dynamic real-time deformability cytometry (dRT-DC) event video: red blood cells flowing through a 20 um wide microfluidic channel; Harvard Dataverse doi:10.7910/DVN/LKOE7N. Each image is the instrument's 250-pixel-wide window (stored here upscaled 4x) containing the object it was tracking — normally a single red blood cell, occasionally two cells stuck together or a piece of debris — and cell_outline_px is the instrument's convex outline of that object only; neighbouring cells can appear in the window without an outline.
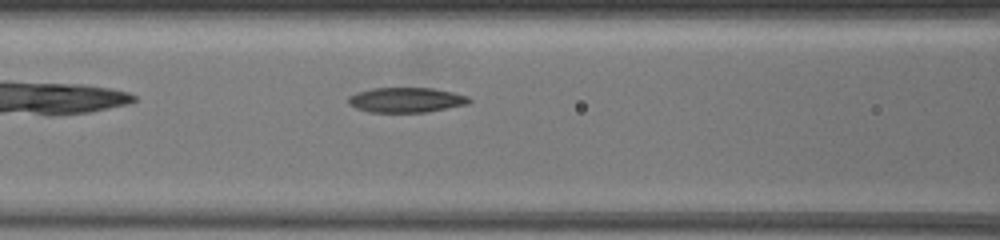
{"species": "common noctule bat (a hibernating species)", "species_latin": "Nyctalus noctula", "temperature_condition": "warm", "stored_images_in_passage": 17, "segment_of_instrument_passage": [1, 2], "camera_frame_rate_fps": 3000, "um_per_image_px": 0.085, "animal": {"sex": "female", "body_mass_g": 19.5, "forearm_length_mm": 54.1}, "frame": {"image": 1, "passage_image": 3, "time_ms": 0.667, "image_size_px": [1000, 240], "cell_outline_px": [[472, 100], [468, 104], [428, 112], [368, 112], [356, 108], [348, 104], [348, 96], [356, 92], [372, 88], [432, 88], [452, 92], [468, 96]], "centroid_in_image_um": [34.51, 8.5], "position_along_channel_um": 132.1, "area_um2": 17.69}}
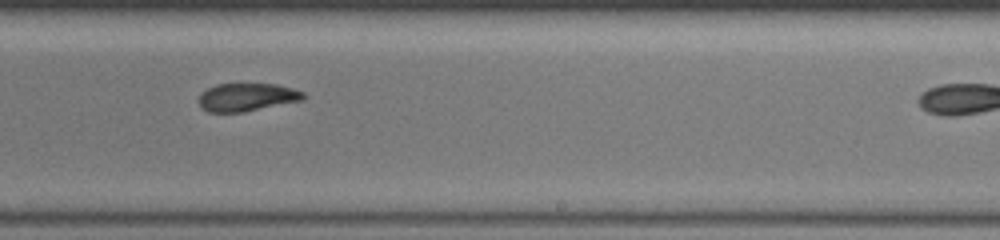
{"frame": {"image": 2, "passage_image": 12, "time_ms": 4.0, "image_size_px": [1000, 240], "cell_outline_px": [[304, 100], [244, 112], [208, 112], [200, 108], [200, 96], [208, 88], [216, 84], [276, 84], [292, 88], [304, 92]], "centroid_in_image_um": [21.01, 8.27], "position_along_channel_um": 268.0, "area_um2": 16.99}}
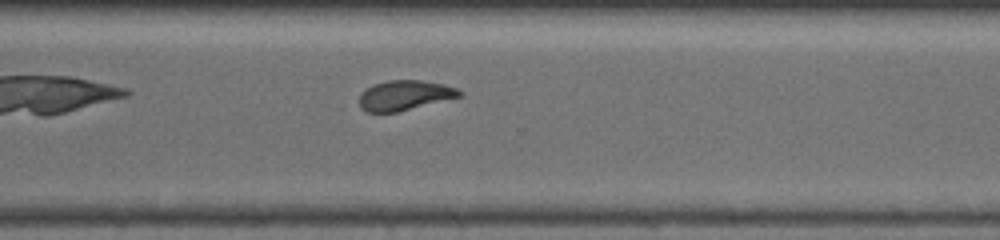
{"frame": {"image": 3, "passage_image": 16, "time_ms": 5.667, "image_size_px": [1000, 240], "cell_outline_px": [[464, 92], [460, 96], [396, 112], [368, 112], [360, 108], [360, 96], [368, 88], [376, 84], [388, 80], [420, 80], [444, 84], [456, 88]], "centroid_in_image_um": [34.41, 8.1], "position_along_channel_um": 336.2, "area_um2": 17.05}}